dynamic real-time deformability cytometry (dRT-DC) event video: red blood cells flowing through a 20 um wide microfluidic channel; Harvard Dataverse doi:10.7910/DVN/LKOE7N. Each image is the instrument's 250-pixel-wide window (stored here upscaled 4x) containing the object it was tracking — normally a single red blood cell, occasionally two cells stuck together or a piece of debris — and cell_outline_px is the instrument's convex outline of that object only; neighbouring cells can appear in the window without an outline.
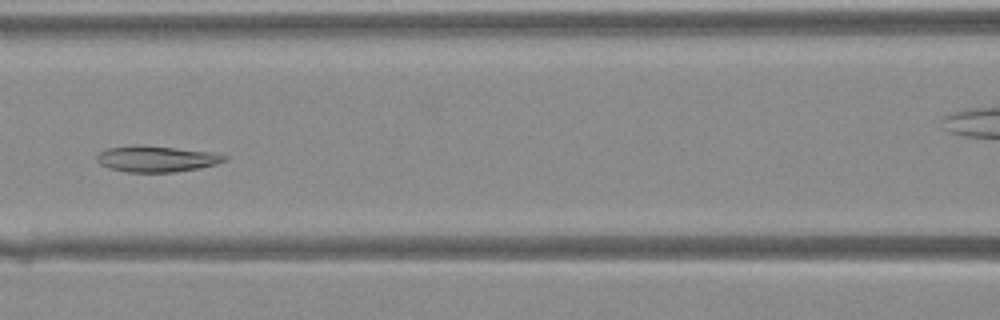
{"species": "Egyptian fruit bat (a non-hibernating species)", "species_latin": "Rousettus aegyptiacus", "temperature_condition": "warm", "stored_images_in_passage": 39, "camera_frame_rate_fps": 3000, "um_per_image_px": 0.085, "animal": {"sex": "female"}, "frame": {"image": 1, "passage_image": 16, "time_ms": 5.0, "image_size_px": [1000, 320], "cell_outline_px": [[228, 160], [216, 164], [200, 168], [172, 172], [128, 172], [108, 168], [100, 164], [96, 160], [96, 156], [100, 152], [108, 148], [140, 144], [212, 152], [228, 156]], "centroid_in_image_um": [13.3, 13.5], "position_along_channel_um": 153.3, "area_um2": 19.48}}
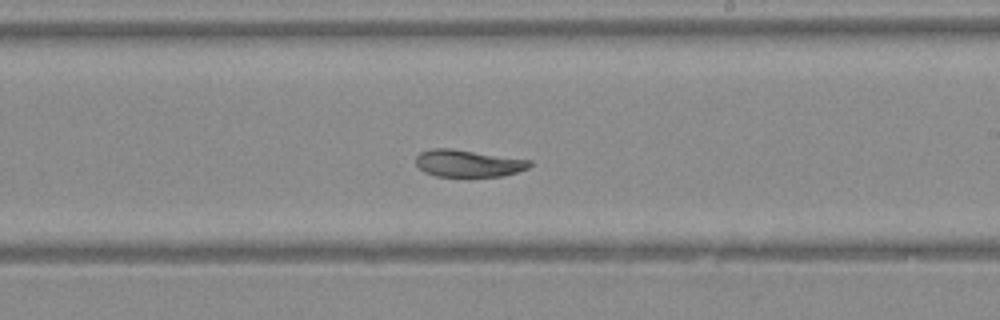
{"frame": {"image": 2, "passage_image": 22, "time_ms": 7.0, "image_size_px": [1000, 320], "cell_outline_px": [[532, 164], [528, 168], [504, 176], [436, 176], [424, 172], [416, 164], [416, 156], [420, 152], [432, 148], [452, 148], [532, 160]], "centroid_in_image_um": [39.79, 13.87], "position_along_channel_um": 249.2, "area_um2": 18.03}}
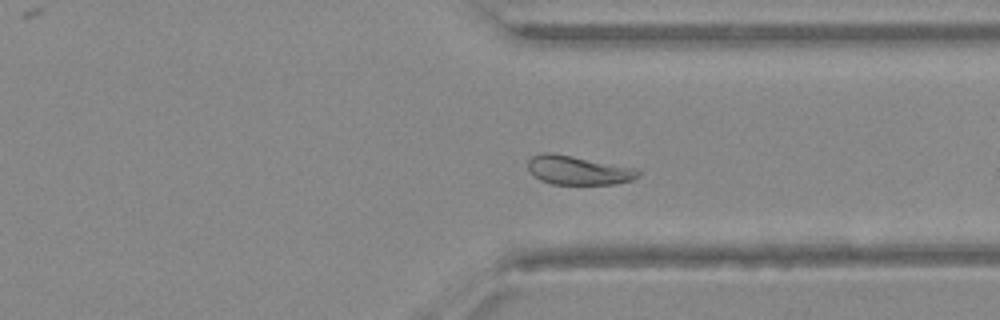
{"frame": {"image": 3, "passage_image": 29, "time_ms": 9.333, "image_size_px": [1000, 320], "cell_outline_px": [[640, 176], [632, 180], [616, 184], [552, 184], [540, 180], [528, 168], [528, 160], [532, 156], [540, 152], [552, 152], [640, 168]], "centroid_in_image_um": [49.2, 14.45], "position_along_channel_um": 362.2, "area_um2": 18.9}}